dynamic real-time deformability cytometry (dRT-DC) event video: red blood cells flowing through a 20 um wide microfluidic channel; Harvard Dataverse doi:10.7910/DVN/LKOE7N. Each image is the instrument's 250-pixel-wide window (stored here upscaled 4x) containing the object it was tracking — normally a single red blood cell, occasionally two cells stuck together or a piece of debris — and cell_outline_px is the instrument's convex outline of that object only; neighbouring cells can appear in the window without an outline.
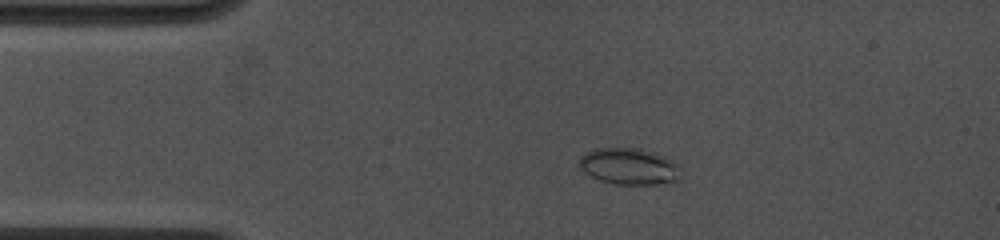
{"species": "common noctule bat (a hibernating species)", "species_latin": "Nyctalus noctula", "temperature_condition": "cold", "stored_images_in_passage": 2, "camera_frame_rate_fps": 4500, "um_per_image_px": 0.085, "animal": {"sex": "female", "body_mass_g": 19.0, "forearm_length_mm": 53.3}, "frame": {"image": 1, "passage_image": 1, "time_ms": 0.0, "image_size_px": [1000, 240], "cell_outline_px": [[680, 180], [656, 184], [612, 184], [600, 180], [584, 172], [580, 168], [580, 156], [596, 148], [640, 148], [656, 152], [668, 156], [680, 164]], "centroid_in_image_um": [53.54, 14.13], "position_along_channel_um": 31.5, "area_um2": 21.91}}